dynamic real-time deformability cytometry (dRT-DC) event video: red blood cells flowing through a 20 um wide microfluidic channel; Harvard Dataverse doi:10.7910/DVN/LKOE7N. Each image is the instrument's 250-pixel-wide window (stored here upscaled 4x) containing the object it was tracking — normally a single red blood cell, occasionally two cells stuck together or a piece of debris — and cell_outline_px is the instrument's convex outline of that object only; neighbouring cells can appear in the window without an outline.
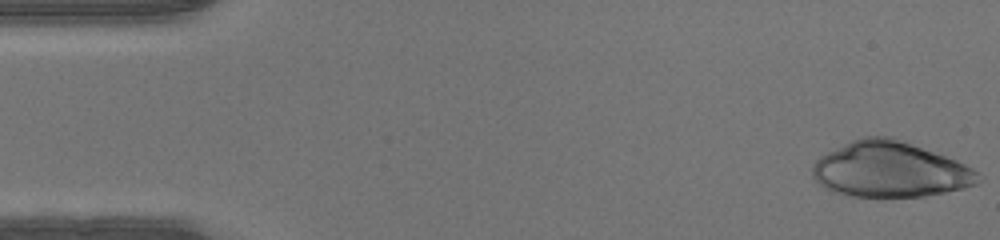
{"species": "human", "species_latin": "Homo sapiens", "temperature_condition": "warm", "stored_images_in_passage": 46, "camera_frame_rate_fps": 3000, "um_per_image_px": 0.085, "donor": {"sex": "male"}, "frame": {"image": 1, "passage_image": 1, "time_ms": 0.0, "image_size_px": [1000, 240], "cell_outline_px": [[980, 180], [976, 184], [964, 188], [924, 196], [852, 196], [832, 192], [824, 188], [812, 176], [812, 164], [820, 156], [852, 140], [864, 136], [892, 136], [904, 140], [956, 160], [980, 172]], "centroid_in_image_um": [75.65, 14.4], "position_along_channel_um": 9.3, "area_um2": 53.58}}
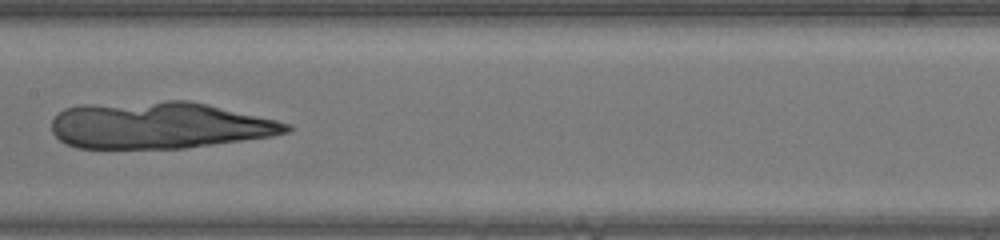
{"frame": {"image": 2, "passage_image": 23, "time_ms": 7.333, "image_size_px": [1000, 240], "cell_outline_px": [[292, 128], [288, 132], [272, 136], [184, 148], [76, 148], [60, 140], [52, 132], [52, 120], [64, 108], [84, 104], [164, 100], [188, 100], [208, 104], [276, 120], [292, 124]], "centroid_in_image_um": [13.52, 10.63], "position_along_channel_um": 193.9, "area_um2": 64.16}}
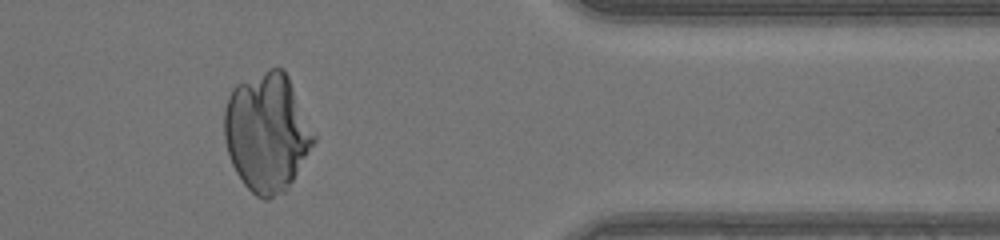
{"frame": {"image": 3, "passage_image": 38, "time_ms": 12.333, "image_size_px": [1000, 240], "cell_outline_px": [[316, 140], [288, 188], [284, 192], [268, 200], [264, 200], [256, 196], [244, 184], [236, 172], [232, 164], [224, 140], [224, 108], [228, 96], [232, 88], [236, 84], [268, 68], [284, 68], [288, 76], [316, 136]], "centroid_in_image_um": [22.68, 11.25], "position_along_channel_um": 388.7, "area_um2": 61.9}}